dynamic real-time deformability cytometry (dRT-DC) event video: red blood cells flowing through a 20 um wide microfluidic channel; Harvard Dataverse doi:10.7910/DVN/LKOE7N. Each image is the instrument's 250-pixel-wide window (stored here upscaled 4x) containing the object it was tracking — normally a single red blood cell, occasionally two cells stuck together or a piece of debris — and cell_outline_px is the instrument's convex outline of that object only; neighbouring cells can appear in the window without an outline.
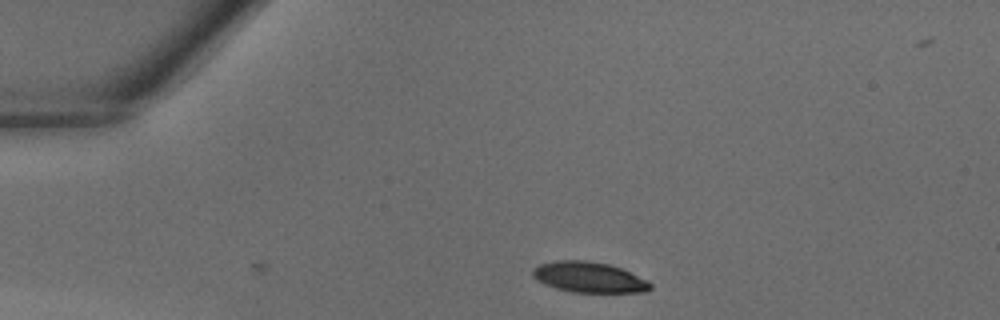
{"species": "common noctule bat (a hibernating species)", "species_latin": "Nyctalus noctula", "temperature_condition": "warm", "stored_images_in_passage": 2, "camera_frame_rate_fps": 3000, "um_per_image_px": 0.085, "animal": {"sex": "male", "body_mass_g": 18.8}, "frame": {"image": 1, "passage_image": 2, "time_ms": 0.333, "image_size_px": [1000, 320], "cell_outline_px": [[652, 288], [644, 292], [572, 292], [556, 288], [544, 284], [536, 280], [532, 276], [532, 268], [540, 264], [556, 260], [584, 260], [608, 264], [620, 268], [648, 280], [652, 284]], "centroid_in_image_um": [50.04, 23.56], "position_along_channel_um": 35.0, "area_um2": 20.98}}